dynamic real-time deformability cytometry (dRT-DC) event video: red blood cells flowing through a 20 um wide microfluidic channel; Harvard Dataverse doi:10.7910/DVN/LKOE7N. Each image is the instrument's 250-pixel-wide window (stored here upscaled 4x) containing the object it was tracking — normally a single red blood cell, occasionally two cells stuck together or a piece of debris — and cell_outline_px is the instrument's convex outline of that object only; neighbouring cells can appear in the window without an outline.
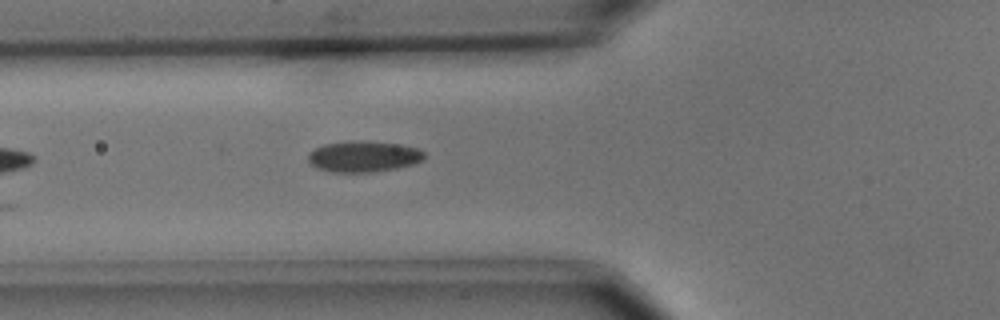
{"species": "common noctule bat (a hibernating species)", "species_latin": "Nyctalus noctula", "temperature_condition": "cold", "stored_images_in_passage": 5, "camera_frame_rate_fps": 3000, "um_per_image_px": 0.085, "animal": {"sex": "male", "body_mass_g": 15.6}, "frame": {"image": 1, "passage_image": 5, "time_ms": 4.667, "image_size_px": [1000, 320], "cell_outline_px": [[424, 160], [416, 164], [396, 168], [372, 172], [332, 172], [316, 168], [308, 160], [308, 152], [324, 144], [348, 140], [364, 140], [400, 144], [420, 148], [424, 152]], "centroid_in_image_um": [30.92, 13.29], "position_along_channel_um": 94.9, "area_um2": 21.39}}